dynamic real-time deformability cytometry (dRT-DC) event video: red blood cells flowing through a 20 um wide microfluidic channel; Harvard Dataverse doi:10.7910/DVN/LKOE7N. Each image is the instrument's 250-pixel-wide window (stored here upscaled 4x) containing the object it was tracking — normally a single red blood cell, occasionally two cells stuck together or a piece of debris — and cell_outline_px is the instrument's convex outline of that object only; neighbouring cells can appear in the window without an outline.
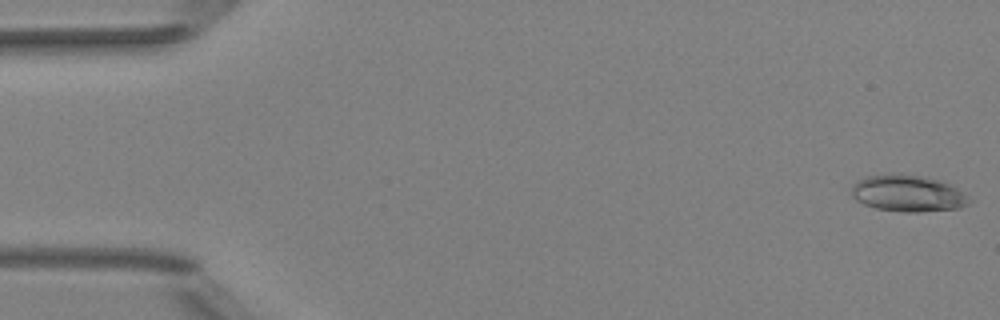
{"species": "Egyptian fruit bat (a non-hibernating species)", "species_latin": "Rousettus aegyptiacus", "temperature_condition": "room temperature", "stored_images_in_passage": 51, "camera_frame_rate_fps": 3000, "um_per_image_px": 0.085, "animal": {"sex": "female"}, "frame": {"image": 1, "passage_image": 1, "time_ms": 0.0, "image_size_px": [1000, 320], "cell_outline_px": [[972, 200], [968, 204], [960, 208], [920, 212], [904, 212], [876, 208], [864, 204], [856, 200], [852, 196], [852, 188], [856, 180], [868, 176], [888, 172], [900, 172], [940, 180], [956, 188]], "centroid_in_image_um": [77.14, 16.42], "position_along_channel_um": 7.9, "area_um2": 25.32}}
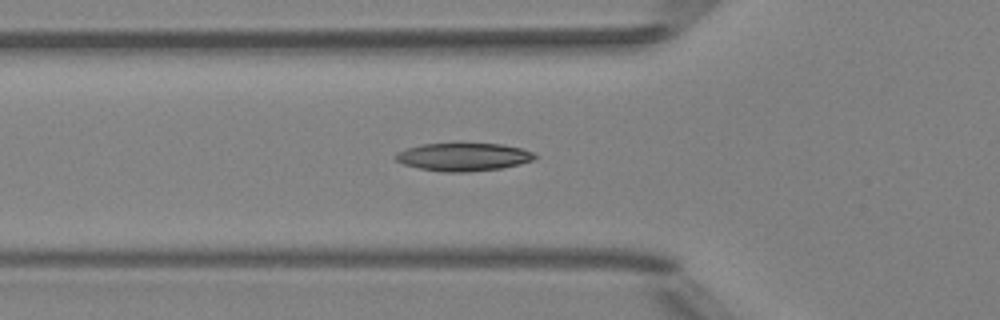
{"frame": {"image": 2, "passage_image": 18, "time_ms": 5.667, "image_size_px": [1000, 320], "cell_outline_px": [[536, 156], [532, 160], [520, 164], [500, 168], [468, 172], [440, 172], [420, 168], [404, 164], [396, 160], [392, 156], [396, 152], [404, 148], [420, 144], [500, 144], [520, 148], [532, 152]], "centroid_in_image_um": [39.31, 13.34], "position_along_channel_um": 86.5, "area_um2": 22.6}}
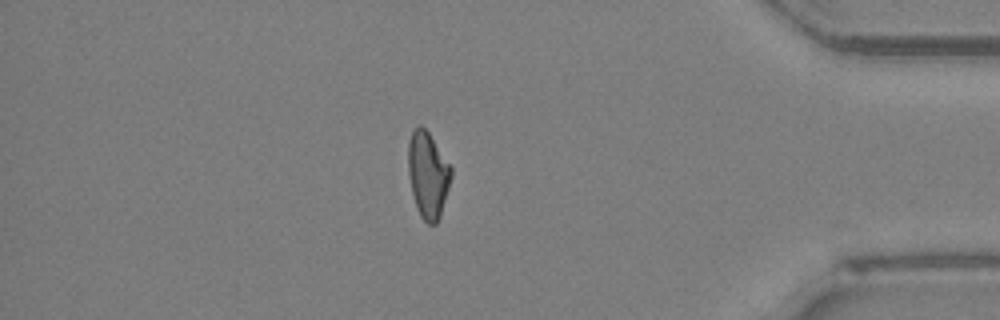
{"frame": {"image": 3, "passage_image": 44, "time_ms": 14.333, "image_size_px": [1000, 320], "cell_outline_px": [[452, 176], [440, 216], [436, 224], [428, 224], [420, 216], [416, 208], [412, 192], [408, 172], [408, 140], [412, 128], [420, 124], [428, 132], [452, 168]], "centroid_in_image_um": [36.35, 14.84], "position_along_channel_um": 398.8, "area_um2": 21.62}, "authors_computed_cell_mechanics": {"area_um2": 21.7328, "velocity_mm_per_s": 4.0293, "shape_relaxation_time_tau1_ms": 9.1055, "shape_relaxation_time_tau2_ms": null, "deformation_change_tau1": 0.2258, "deformation_change_tau2": null}}